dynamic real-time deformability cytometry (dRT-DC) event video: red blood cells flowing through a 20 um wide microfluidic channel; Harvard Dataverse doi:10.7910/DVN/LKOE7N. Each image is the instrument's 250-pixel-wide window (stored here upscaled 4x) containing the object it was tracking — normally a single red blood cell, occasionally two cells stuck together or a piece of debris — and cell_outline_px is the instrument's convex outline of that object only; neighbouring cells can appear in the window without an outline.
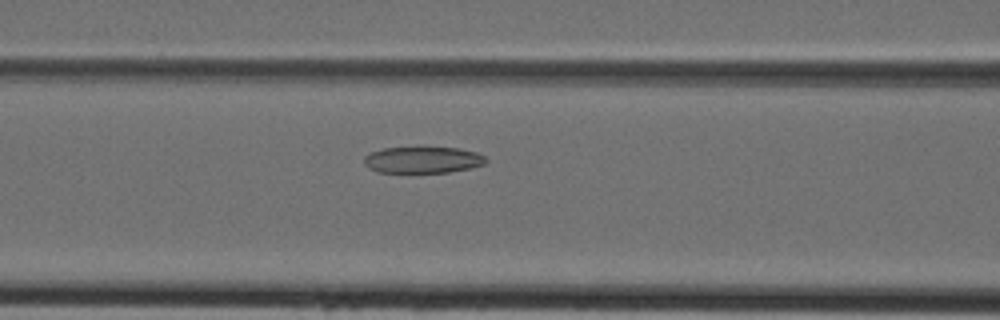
{"species": "Egyptian fruit bat (a non-hibernating species)", "species_latin": "Rousettus aegyptiacus", "temperature_condition": "cold", "stored_images_in_passage": 40, "camera_frame_rate_fps": 3000, "um_per_image_px": 0.085, "animal": {"sex": "female"}, "frame": {"image": 1, "passage_image": 14, "time_ms": 4.333, "image_size_px": [1000, 320], "cell_outline_px": [[488, 160], [484, 164], [472, 168], [448, 172], [376, 172], [368, 168], [364, 164], [364, 156], [372, 152], [384, 148], [420, 144], [424, 144], [460, 148], [476, 152], [484, 156]], "centroid_in_image_um": [35.94, 13.53], "position_along_channel_um": 130.7, "area_um2": 19.83}}
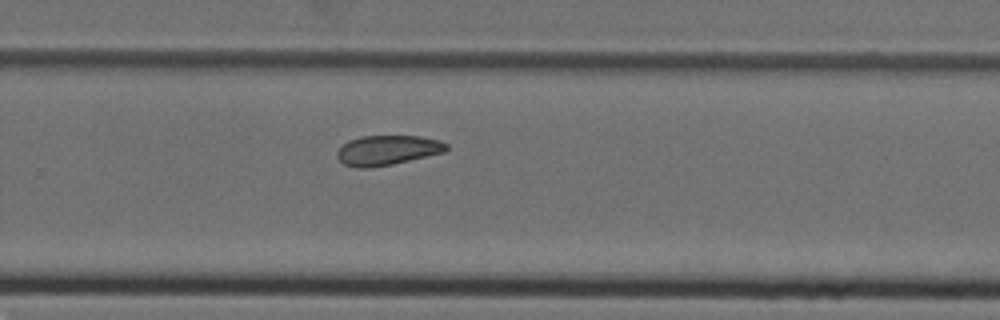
{"frame": {"image": 2, "passage_image": 25, "time_ms": 8.0, "image_size_px": [1000, 320], "cell_outline_px": [[448, 148], [444, 152], [392, 164], [368, 168], [356, 168], [344, 164], [336, 156], [336, 152], [348, 140], [360, 136], [420, 136], [440, 140], [448, 144]], "centroid_in_image_um": [32.92, 12.76], "position_along_channel_um": 296.9, "area_um2": 18.96}}
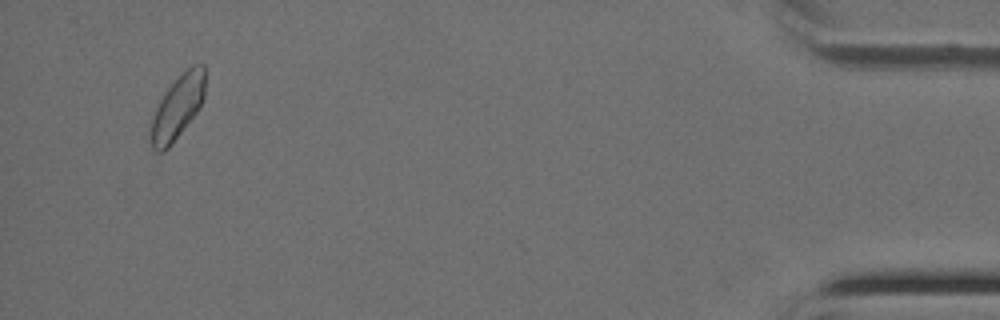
{"frame": {"image": 3, "passage_image": 38, "time_ms": 12.333, "image_size_px": [1000, 320], "cell_outline_px": [[204, 96], [200, 108], [168, 148], [164, 152], [156, 152], [152, 148], [148, 136], [148, 128], [152, 116], [160, 100], [168, 88], [192, 64], [204, 64]], "centroid_in_image_um": [15.04, 9.18], "position_along_channel_um": 420.2, "area_um2": 20.17}}